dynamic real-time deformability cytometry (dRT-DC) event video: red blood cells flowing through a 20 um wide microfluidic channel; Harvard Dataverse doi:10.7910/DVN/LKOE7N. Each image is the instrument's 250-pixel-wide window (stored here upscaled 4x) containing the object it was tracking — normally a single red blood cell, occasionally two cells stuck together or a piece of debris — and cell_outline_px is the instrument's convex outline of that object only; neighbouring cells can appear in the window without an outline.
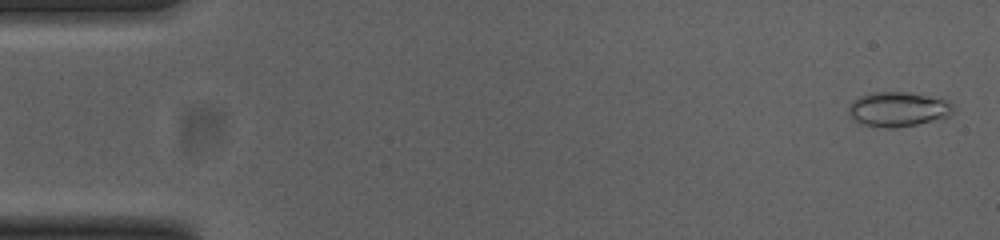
{"species": "common noctule bat (a hibernating species)", "species_latin": "Nyctalus noctula", "temperature_condition": "cold", "stored_images_in_passage": 10, "camera_frame_rate_fps": 3000, "um_per_image_px": 0.085, "animal": {"sex": "female", "body_mass_g": 23.0, "forearm_length_mm": 53.4}, "frame": {"image": 1, "passage_image": 2, "time_ms": 0.333, "image_size_px": [1000, 240], "cell_outline_px": [[956, 108], [948, 116], [916, 124], [896, 128], [888, 128], [864, 124], [856, 120], [848, 112], [848, 108], [852, 100], [860, 96], [872, 92], [904, 92], [948, 100]], "centroid_in_image_um": [76.33, 9.27], "position_along_channel_um": 8.7, "area_um2": 20.81}}